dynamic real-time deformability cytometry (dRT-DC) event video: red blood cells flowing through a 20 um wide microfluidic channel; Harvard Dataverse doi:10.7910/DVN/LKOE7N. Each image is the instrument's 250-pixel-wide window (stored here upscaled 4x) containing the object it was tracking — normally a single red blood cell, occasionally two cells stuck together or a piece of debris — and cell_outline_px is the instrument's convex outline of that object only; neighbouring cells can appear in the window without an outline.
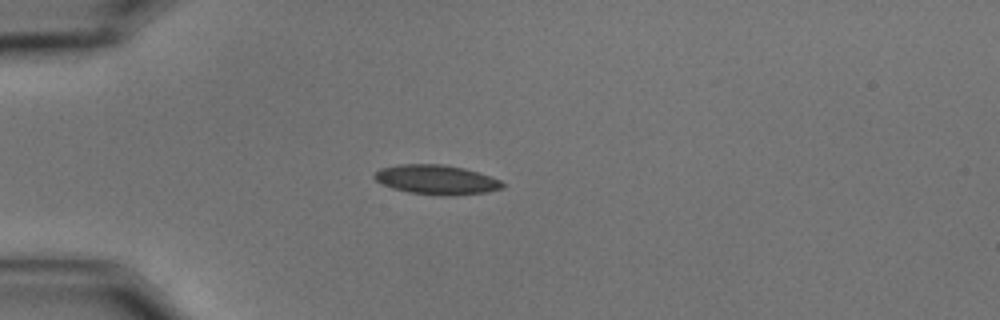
{"species": "common noctule bat (a hibernating species)", "species_latin": "Nyctalus noctula", "temperature_condition": "cold", "stored_images_in_passage": 43, "camera_frame_rate_fps": 3000, "um_per_image_px": 0.085, "animal": {"sex": "male", "body_mass_g": 15.6}, "frame": {"image": 1, "passage_image": 1, "time_ms": 0.0, "image_size_px": [1000, 320], "cell_outline_px": [[504, 188], [488, 192], [448, 196], [440, 196], [408, 192], [392, 188], [380, 184], [372, 176], [380, 168], [400, 164], [444, 164], [464, 168], [480, 172], [492, 176], [500, 180], [504, 184]], "centroid_in_image_um": [37.11, 15.27], "position_along_channel_um": 47.9, "area_um2": 22.37}}
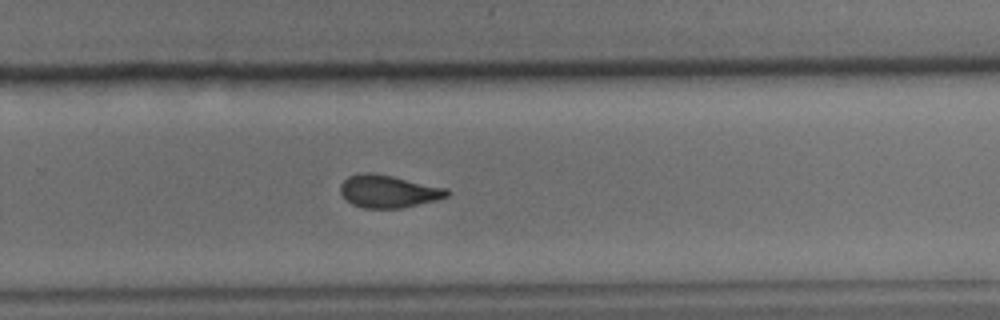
{"frame": {"image": 2, "passage_image": 24, "time_ms": 7.667, "image_size_px": [1000, 320], "cell_outline_px": [[452, 192], [448, 196], [436, 200], [400, 208], [364, 208], [352, 204], [340, 192], [340, 184], [348, 176], [360, 172], [372, 172], [392, 176], [448, 188]], "centroid_in_image_um": [33.02, 16.25], "position_along_channel_um": 296.8, "area_um2": 20.29}}
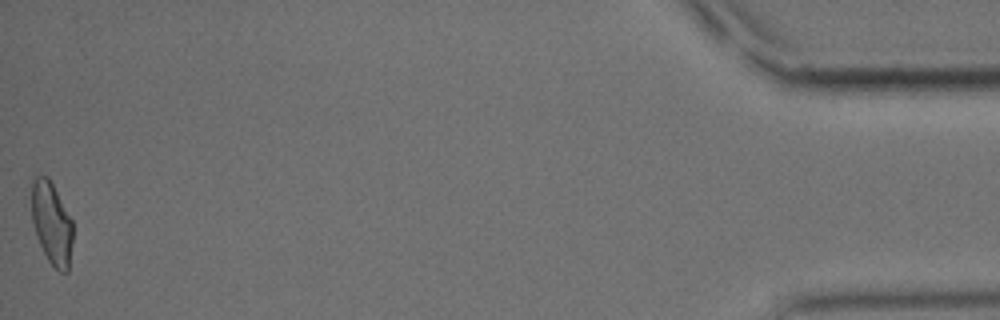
{"frame": {"image": 3, "passage_image": 43, "time_ms": 14.0, "image_size_px": [1000, 320], "cell_outline_px": [[72, 244], [68, 272], [60, 272], [48, 260], [36, 236], [32, 220], [32, 176], [48, 176], [72, 220]], "centroid_in_image_um": [4.39, 18.97], "position_along_channel_um": 430.8, "area_um2": 19.65}, "authors_computed_cell_mechanics": {"area_um2": 20.4034, "velocity_mm_per_s": 3.4934, "shape_relaxation_time_tau1_ms": 11.1946, "shape_relaxation_time_tau2_ms": 2.0665, "deformation_change_tau1": 0.2203, "deformation_change_tau2": 0.0706}}